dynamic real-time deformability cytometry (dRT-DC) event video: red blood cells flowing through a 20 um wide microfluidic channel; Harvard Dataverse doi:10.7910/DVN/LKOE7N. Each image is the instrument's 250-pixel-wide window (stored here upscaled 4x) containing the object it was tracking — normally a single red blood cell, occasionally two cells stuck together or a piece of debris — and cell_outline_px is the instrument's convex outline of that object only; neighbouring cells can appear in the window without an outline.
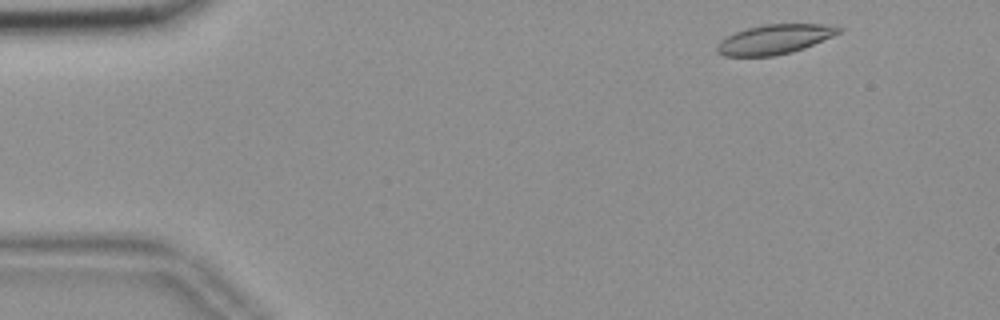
{"species": "common noctule bat (a hibernating species)", "species_latin": "Nyctalus noctula", "temperature_condition": "room temperature", "stored_images_in_passage": 52, "camera_frame_rate_fps": 3000, "um_per_image_px": 0.085, "animal": {"sex": "female", "body_mass_g": 18.4}, "frame": {"image": 1, "passage_image": 3, "time_ms": 0.667, "image_size_px": [1000, 320], "cell_outline_px": [[844, 28], [840, 32], [832, 36], [804, 48], [792, 52], [772, 56], [724, 56], [716, 52], [716, 44], [720, 40], [736, 32], [748, 28], [764, 24], [820, 24]], "centroid_in_image_um": [65.8, 3.35], "position_along_channel_um": 19.2, "area_um2": 20.81}}
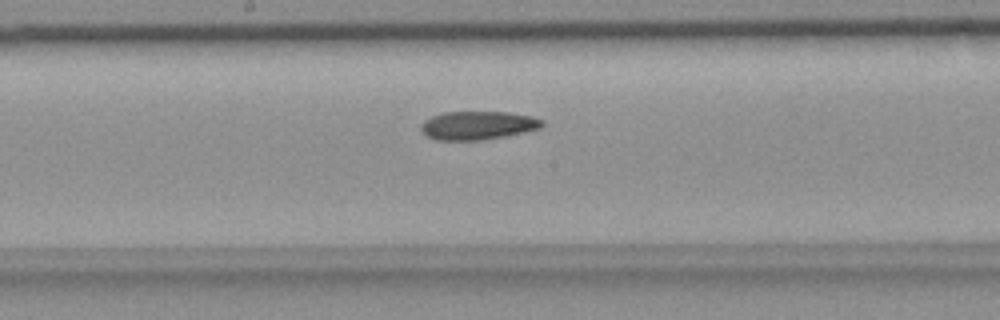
{"frame": {"image": 2, "passage_image": 26, "time_ms": 8.333, "image_size_px": [1000, 320], "cell_outline_px": [[544, 124], [540, 128], [524, 132], [504, 136], [480, 140], [436, 140], [420, 132], [420, 124], [424, 120], [432, 116], [444, 112], [508, 112], [532, 116], [544, 120]], "centroid_in_image_um": [40.59, 10.65], "position_along_channel_um": 207.6, "area_um2": 20.17}}
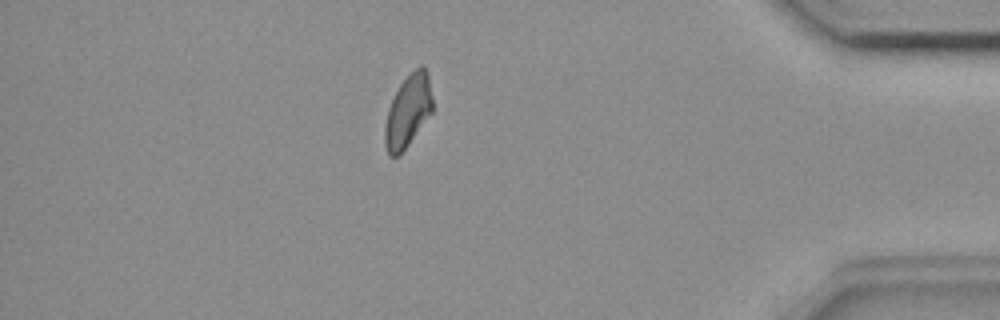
{"frame": {"image": 3, "passage_image": 45, "time_ms": 14.667, "image_size_px": [1000, 320], "cell_outline_px": [[432, 112], [408, 144], [396, 156], [388, 156], [384, 144], [384, 128], [388, 108], [400, 84], [420, 64], [424, 64], [428, 72], [432, 96]], "centroid_in_image_um": [34.68, 9.41], "position_along_channel_um": 400.5, "area_um2": 19.88}, "authors_computed_cell_mechanics": {"area_um2": 20.808, "velocity_mm_per_s": 3.6642, "shape_relaxation_time_tau1_ms": null, "shape_relaxation_time_tau2_ms": 4.5694, "deformation_change_tau1": null, "deformation_change_tau2": 0.1098}}